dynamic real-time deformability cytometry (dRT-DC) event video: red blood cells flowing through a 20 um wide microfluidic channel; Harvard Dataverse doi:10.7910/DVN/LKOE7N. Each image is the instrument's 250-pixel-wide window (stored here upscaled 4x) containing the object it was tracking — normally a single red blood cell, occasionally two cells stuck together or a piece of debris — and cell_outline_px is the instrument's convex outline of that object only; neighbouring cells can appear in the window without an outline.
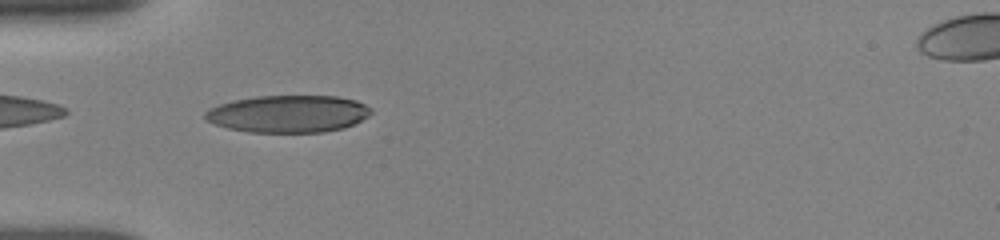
{"species": "human", "species_latin": "Homo sapiens", "temperature_condition": "room temperature", "stored_images_in_passage": 4, "camera_frame_rate_fps": 3000, "um_per_image_px": 0.085, "donor": {"sex": "female"}, "frame": {"image": 1, "passage_image": 3, "time_ms": 0.333, "image_size_px": [1000, 240], "cell_outline_px": [[372, 112], [368, 116], [344, 128], [324, 132], [248, 132], [228, 128], [204, 120], [204, 112], [208, 108], [232, 100], [256, 96], [336, 96], [356, 100], [372, 108]], "centroid_in_image_um": [24.47, 9.67], "position_along_channel_um": 60.5, "area_um2": 36.13}}